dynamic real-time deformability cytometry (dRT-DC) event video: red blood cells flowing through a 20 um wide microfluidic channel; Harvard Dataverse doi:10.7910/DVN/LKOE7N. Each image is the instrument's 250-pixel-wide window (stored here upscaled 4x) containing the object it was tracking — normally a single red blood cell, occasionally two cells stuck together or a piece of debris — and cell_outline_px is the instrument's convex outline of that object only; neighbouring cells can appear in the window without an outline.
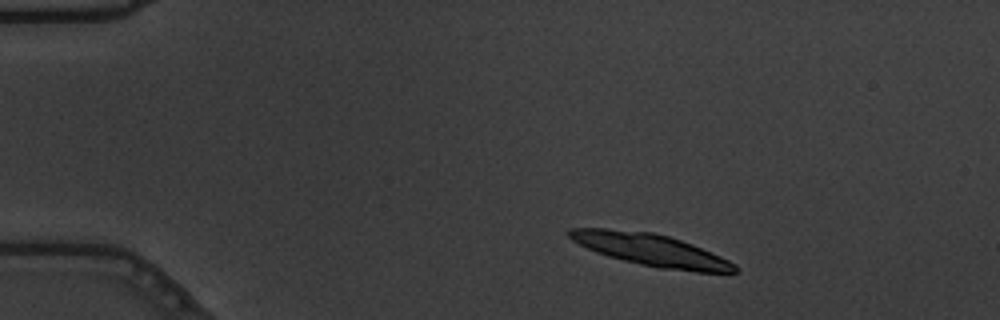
{"species": "common noctule bat (a hibernating species)", "species_latin": "Nyctalus noctula", "temperature_condition": "warm", "stored_images_in_passage": 18, "camera_frame_rate_fps": 3000, "um_per_image_px": 0.085, "animal": {"sex": "male", "body_mass_g": 19.5, "forearm_length_mm": 54.6}, "frame": {"image": 1, "passage_image": 6, "time_ms": 1.667, "image_size_px": [1000, 320], "cell_outline_px": [[736, 272], [696, 272], [660, 268], [640, 264], [608, 256], [596, 252], [572, 240], [568, 236], [568, 228], [608, 228], [652, 232], [668, 236], [692, 244], [720, 256], [736, 264]], "centroid_in_image_um": [55.3, 21.23], "position_along_channel_um": 29.7, "area_um2": 30.63}}